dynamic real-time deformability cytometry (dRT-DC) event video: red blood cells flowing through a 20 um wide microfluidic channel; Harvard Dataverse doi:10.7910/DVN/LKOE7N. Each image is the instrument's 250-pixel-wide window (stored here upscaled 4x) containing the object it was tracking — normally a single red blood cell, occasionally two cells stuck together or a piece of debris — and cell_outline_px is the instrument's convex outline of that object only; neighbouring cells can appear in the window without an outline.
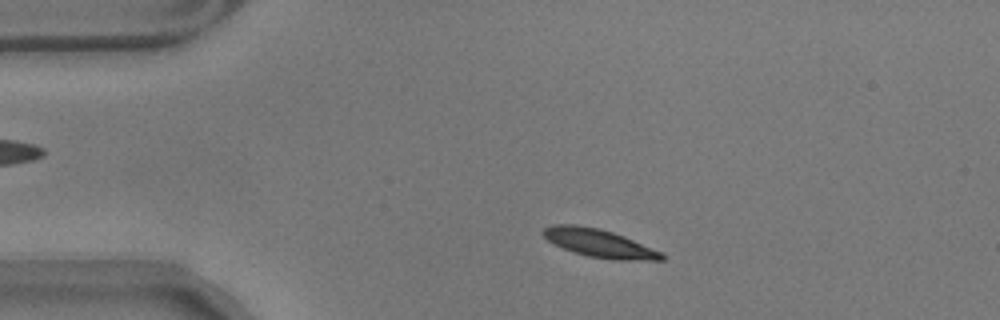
{"species": "common noctule bat (a hibernating species)", "species_latin": "Nyctalus noctula", "temperature_condition": "warm", "stored_images_in_passage": 48, "camera_frame_rate_fps": 3000, "um_per_image_px": 0.085, "animal": {"sex": "male", "body_mass_g": 17.9}, "frame": {"image": 1, "passage_image": 7, "time_ms": 2.0, "image_size_px": [1000, 320], "cell_outline_px": [[664, 260], [612, 260], [588, 256], [572, 252], [548, 240], [540, 232], [544, 228], [552, 224], [576, 224], [600, 228], [624, 236], [664, 252]], "centroid_in_image_um": [50.95, 20.67], "position_along_channel_um": 34.0, "area_um2": 19.59}}
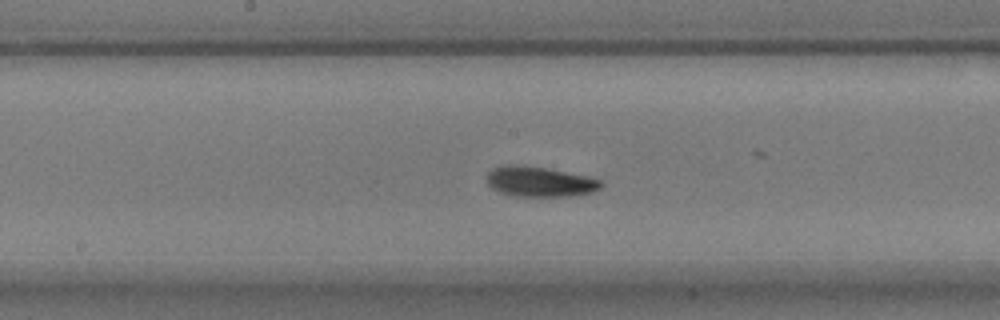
{"frame": {"image": 2, "passage_image": 25, "time_ms": 8.0, "image_size_px": [1000, 320], "cell_outline_px": [[604, 184], [600, 188], [592, 192], [568, 196], [512, 196], [500, 192], [492, 188], [488, 184], [488, 172], [492, 168], [504, 164], [516, 164], [548, 168], [588, 176], [600, 180]], "centroid_in_image_um": [45.86, 15.43], "position_along_channel_um": 202.3, "area_um2": 20.17}}
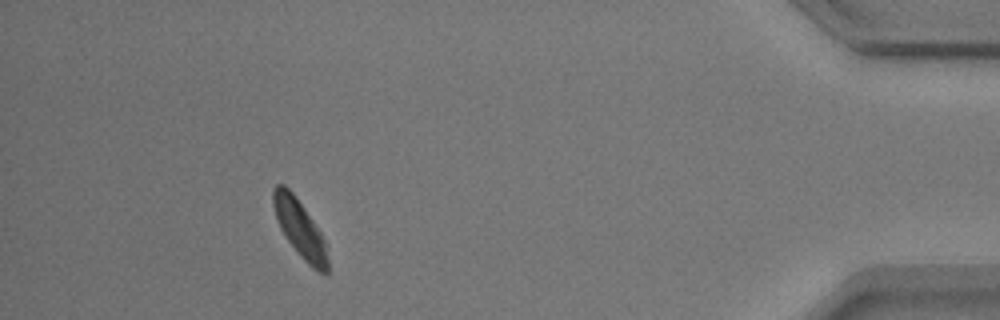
{"frame": {"image": 3, "passage_image": 48, "time_ms": 15.667, "image_size_px": [1000, 320], "cell_outline_px": [[328, 272], [320, 272], [312, 268], [300, 256], [288, 240], [280, 228], [272, 204], [272, 188], [276, 184], [284, 184], [292, 192], [304, 208], [320, 232], [324, 240], [328, 260]], "centroid_in_image_um": [25.46, 19.4], "position_along_channel_um": 409.7, "area_um2": 17.86}, "authors_computed_cell_mechanics": {"area_um2": 18.9584, "velocity_mm_per_s": 3.4658, "shape_relaxation_time_tau1_ms": 2.7411, "shape_relaxation_time_tau2_ms": 2.3675, "deformation_change_tau1": 0.1187, "deformation_change_tau2": 0.0797}}